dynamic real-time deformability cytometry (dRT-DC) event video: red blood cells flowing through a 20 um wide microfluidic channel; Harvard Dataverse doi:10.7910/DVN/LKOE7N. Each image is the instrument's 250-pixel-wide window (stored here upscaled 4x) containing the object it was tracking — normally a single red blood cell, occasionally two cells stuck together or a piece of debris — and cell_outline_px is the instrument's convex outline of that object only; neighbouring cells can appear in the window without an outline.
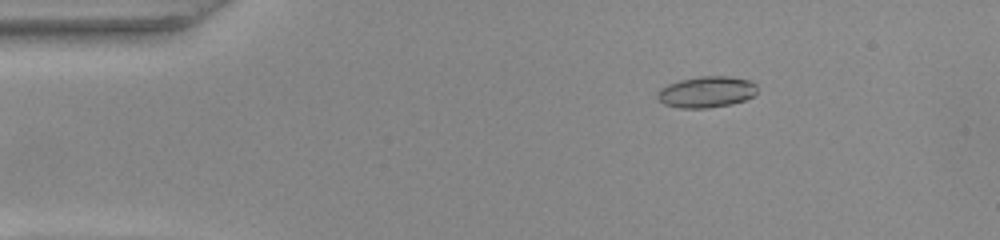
{"species": "common noctule bat (a hibernating species)", "species_latin": "Nyctalus noctula", "temperature_condition": "warm", "stored_images_in_passage": 51, "camera_frame_rate_fps": 3000, "um_per_image_px": 0.085, "animal": {"sex": "female", "body_mass_g": 22.0, "forearm_length_mm": 56.7}, "frame": {"image": 1, "passage_image": 8, "time_ms": 2.333, "image_size_px": [1000, 240], "cell_outline_px": [[756, 92], [752, 96], [744, 100], [732, 104], [708, 108], [680, 108], [664, 104], [656, 96], [656, 92], [660, 88], [668, 84], [680, 80], [700, 76], [728, 76], [752, 80], [756, 84]], "centroid_in_image_um": [60.05, 7.81], "position_along_channel_um": 25.0, "area_um2": 18.26}}
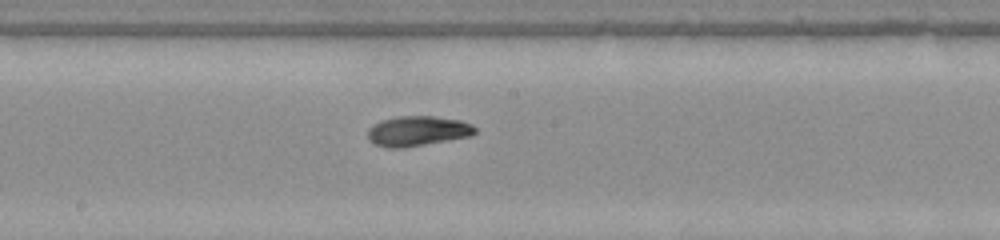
{"frame": {"image": 2, "passage_image": 27, "time_ms": 8.667, "image_size_px": [1000, 240], "cell_outline_px": [[476, 132], [472, 136], [404, 148], [388, 148], [376, 144], [368, 140], [368, 128], [372, 124], [380, 120], [396, 116], [432, 116], [460, 120], [472, 124], [476, 128]], "centroid_in_image_um": [35.48, 11.13], "position_along_channel_um": 212.7, "area_um2": 19.02}}
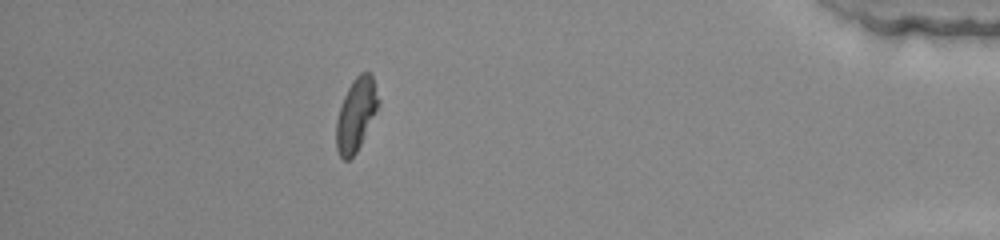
{"frame": {"image": 3, "passage_image": 45, "time_ms": 14.667, "image_size_px": [1000, 240], "cell_outline_px": [[380, 100], [360, 144], [356, 152], [348, 160], [344, 160], [340, 156], [336, 148], [336, 120], [344, 96], [352, 80], [360, 72], [368, 72], [372, 76]], "centroid_in_image_um": [30.24, 9.71], "position_along_channel_um": 405.0, "area_um2": 17.4}, "authors_computed_cell_mechanics": {"area_um2": 17.918, "velocity_mm_per_s": 4.0379, "shape_relaxation_time_tau1_ms": 3.8906, "shape_relaxation_time_tau2_ms": 5.8809, "deformation_change_tau1": 0.1884, "deformation_change_tau2": 0.0866}}